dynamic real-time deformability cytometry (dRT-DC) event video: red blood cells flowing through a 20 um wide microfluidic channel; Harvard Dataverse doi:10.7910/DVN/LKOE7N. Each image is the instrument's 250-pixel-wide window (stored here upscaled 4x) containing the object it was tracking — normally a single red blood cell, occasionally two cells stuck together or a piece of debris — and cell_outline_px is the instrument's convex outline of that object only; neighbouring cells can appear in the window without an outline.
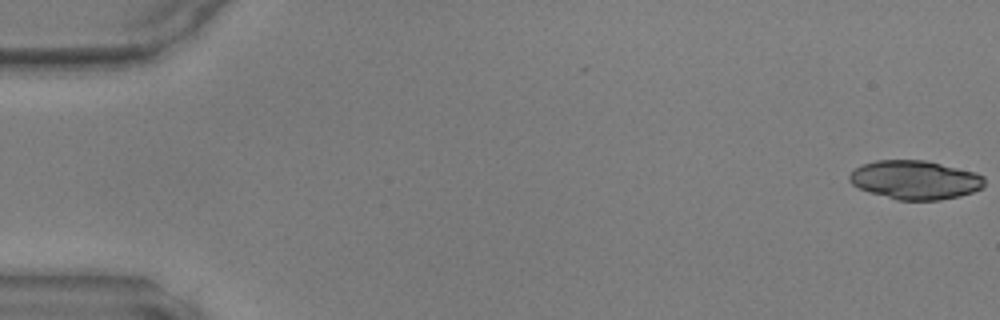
{"species": "common noctule bat (a hibernating species)", "species_latin": "Nyctalus noctula", "temperature_condition": "warm", "stored_images_in_passage": 38, "camera_frame_rate_fps": 3000, "um_per_image_px": 0.085, "animal": {"sex": "male", "body_mass_g": 17.9, "forearm_length_mm": 54.2}, "frame": {"image": 1, "passage_image": 1, "time_ms": 0.0, "image_size_px": [1000, 320], "cell_outline_px": [[984, 188], [960, 196], [940, 200], [896, 200], [860, 188], [852, 184], [848, 180], [848, 176], [856, 168], [864, 164], [876, 160], [924, 160], [976, 172], [984, 176]], "centroid_in_image_um": [77.82, 15.29], "position_along_channel_um": 7.2, "area_um2": 30.46}}
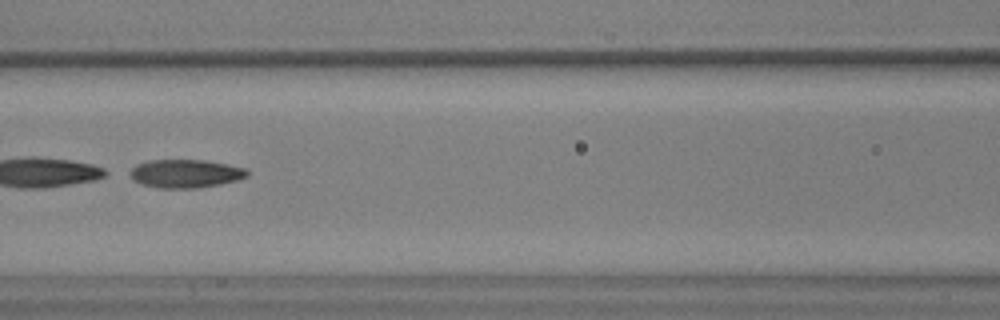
{"frame": {"image": 2, "passage_image": 22, "time_ms": 7.0, "image_size_px": [1000, 320], "cell_outline_px": [[248, 176], [236, 180], [220, 184], [200, 188], [156, 188], [140, 184], [132, 180], [124, 172], [136, 164], [148, 160], [204, 160], [228, 164], [248, 168]], "centroid_in_image_um": [15.68, 14.75], "position_along_channel_um": 150.9, "area_um2": 19.88}}
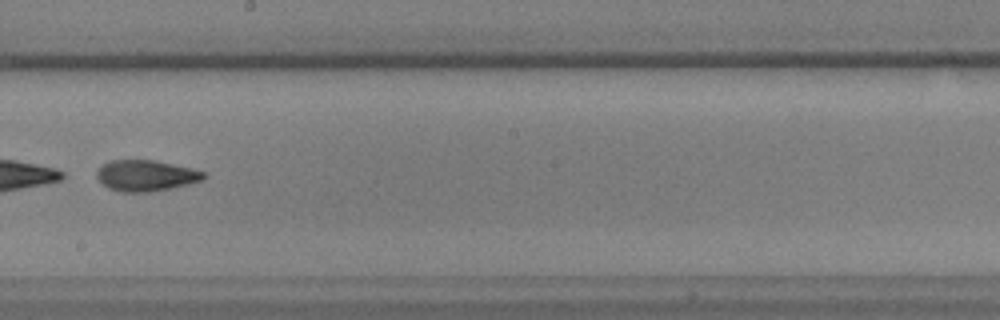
{"frame": {"image": 3, "passage_image": 28, "time_ms": 9.0, "image_size_px": [1000, 320], "cell_outline_px": [[204, 176], [200, 180], [188, 184], [148, 192], [120, 192], [108, 188], [96, 176], [96, 172], [104, 164], [112, 160], [156, 160], [204, 172]], "centroid_in_image_um": [12.35, 14.92], "position_along_channel_um": 235.9, "area_um2": 18.84}}